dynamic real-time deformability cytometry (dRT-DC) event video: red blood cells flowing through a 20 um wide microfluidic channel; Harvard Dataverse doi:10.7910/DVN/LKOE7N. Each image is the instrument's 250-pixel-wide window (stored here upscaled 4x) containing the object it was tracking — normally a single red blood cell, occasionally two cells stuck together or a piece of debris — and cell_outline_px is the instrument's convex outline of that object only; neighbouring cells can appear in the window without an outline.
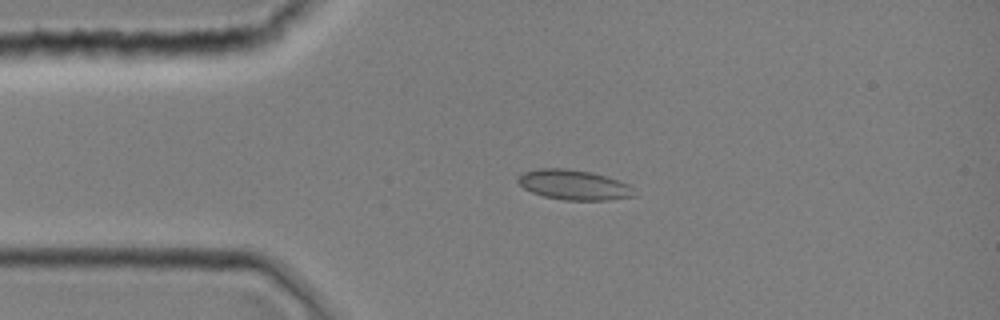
{"species": "common noctule bat (a hibernating species)", "species_latin": "Nyctalus noctula", "temperature_condition": "room temperature", "stored_images_in_passage": 1, "camera_frame_rate_fps": 3000, "um_per_image_px": 0.085, "animal": {"sex": "female", "body_mass_g": 19.0, "forearm_length_mm": 51.5}, "frame": {"image": 1, "passage_image": 1, "time_ms": 0.0, "image_size_px": [1000, 320], "cell_outline_px": [[636, 196], [608, 200], [564, 200], [544, 196], [532, 192], [524, 188], [516, 180], [524, 172], [536, 168], [564, 168], [592, 172], [628, 184], [632, 188]], "centroid_in_image_um": [48.76, 15.71], "position_along_channel_um": 36.2, "area_um2": 20.17}}